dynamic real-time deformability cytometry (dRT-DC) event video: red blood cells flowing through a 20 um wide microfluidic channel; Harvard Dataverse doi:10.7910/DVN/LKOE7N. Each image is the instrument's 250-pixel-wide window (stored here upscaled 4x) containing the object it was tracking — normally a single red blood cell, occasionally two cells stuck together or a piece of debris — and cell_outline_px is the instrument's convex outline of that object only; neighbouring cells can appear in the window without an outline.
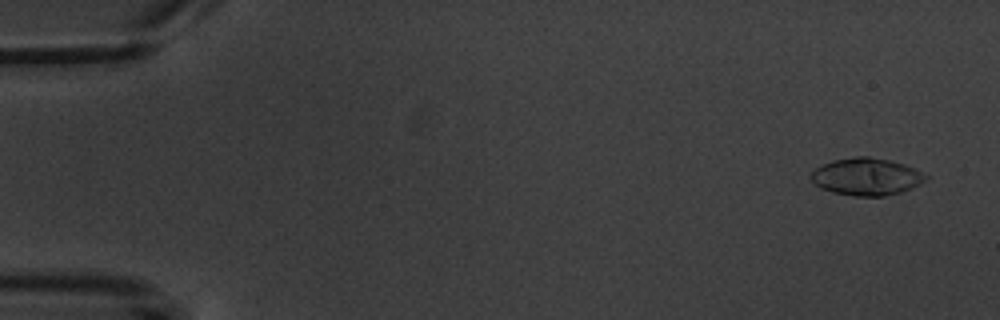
{"species": "common noctule bat (a hibernating species)", "species_latin": "Nyctalus noctula", "temperature_condition": "warm", "stored_images_in_passage": 5, "camera_frame_rate_fps": 3000, "um_per_image_px": 0.085, "animal": {"sex": "male", "body_mass_g": 20.1, "forearm_length_mm": 53.5}, "frame": {"image": 1, "passage_image": 1, "time_ms": 0.0, "image_size_px": [1000, 320], "cell_outline_px": [[928, 180], [912, 188], [900, 192], [884, 196], [856, 196], [832, 192], [820, 188], [808, 176], [820, 164], [832, 160], [856, 156], [868, 156], [888, 160], [904, 164], [916, 168], [928, 176]], "centroid_in_image_um": [73.65, 15.01], "position_along_channel_um": 11.4, "area_um2": 25.14}}
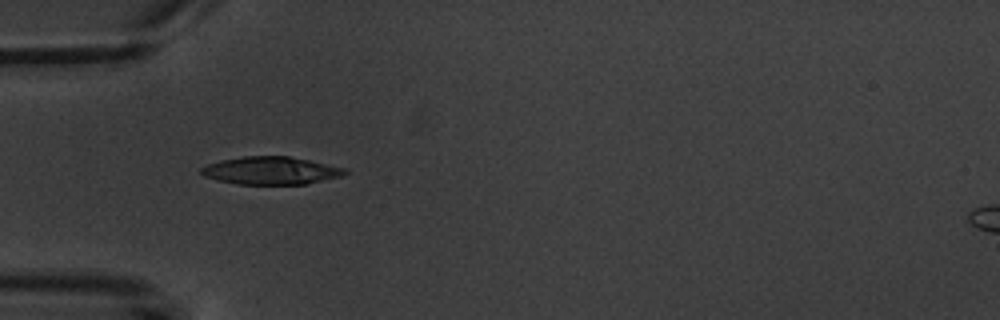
{"frame": {"image": 2, "passage_image": 4, "time_ms": 5.0, "image_size_px": [1000, 320], "cell_outline_px": [[348, 172], [344, 176], [304, 184], [236, 184], [216, 180], [204, 176], [200, 172], [200, 168], [208, 164], [220, 160], [244, 156], [288, 156], [348, 168]], "centroid_in_image_um": [23.04, 14.5], "position_along_channel_um": 62.0, "area_um2": 23.35}}
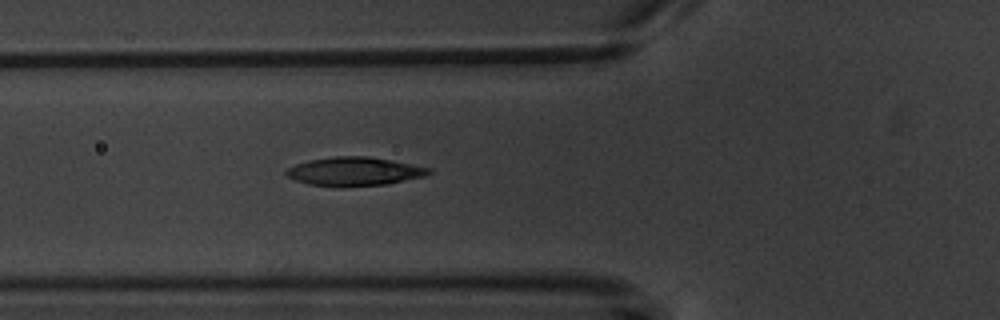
{"frame": {"image": 3, "passage_image": 5, "time_ms": 6.0, "image_size_px": [1000, 320], "cell_outline_px": [[432, 172], [424, 176], [388, 184], [308, 184], [296, 180], [288, 176], [284, 172], [288, 168], [296, 164], [308, 160], [336, 156], [368, 156], [432, 168]], "centroid_in_image_um": [30.15, 14.53], "position_along_channel_um": 95.7, "area_um2": 22.83}}